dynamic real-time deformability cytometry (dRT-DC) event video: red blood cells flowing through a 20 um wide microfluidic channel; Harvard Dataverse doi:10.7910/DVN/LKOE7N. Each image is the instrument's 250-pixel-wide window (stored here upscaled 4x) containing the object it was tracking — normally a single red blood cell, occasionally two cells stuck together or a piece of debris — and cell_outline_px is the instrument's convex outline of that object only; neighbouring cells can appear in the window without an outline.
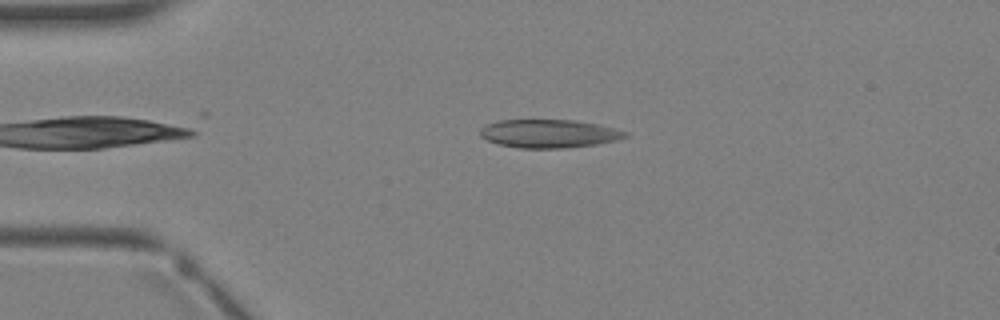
{"species": "Egyptian fruit bat (a non-hibernating species)", "species_latin": "Rousettus aegyptiacus", "temperature_condition": "warm", "stored_images_in_passage": 1, "camera_frame_rate_fps": 3000, "um_per_image_px": 0.085, "animal": {"sex": "female"}, "frame": {"image": 1, "passage_image": 1, "time_ms": 0.0, "image_size_px": [1000, 320], "cell_outline_px": [[628, 136], [616, 140], [596, 144], [564, 148], [520, 148], [500, 144], [488, 140], [480, 136], [480, 128], [496, 120], [576, 120], [596, 124], [628, 132]], "centroid_in_image_um": [46.64, 11.35], "position_along_channel_um": 38.4, "area_um2": 23.76}}